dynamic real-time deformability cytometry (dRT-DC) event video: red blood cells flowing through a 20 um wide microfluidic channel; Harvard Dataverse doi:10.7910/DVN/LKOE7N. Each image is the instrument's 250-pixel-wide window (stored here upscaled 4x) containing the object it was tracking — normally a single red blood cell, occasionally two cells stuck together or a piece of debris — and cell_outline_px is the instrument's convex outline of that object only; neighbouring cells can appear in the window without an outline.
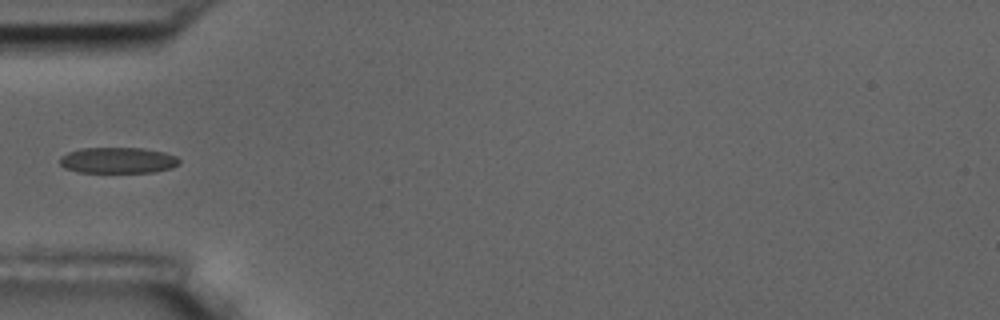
{"species": "common noctule bat (a hibernating species)", "species_latin": "Nyctalus noctula", "temperature_condition": "room temperature", "stored_images_in_passage": 4, "camera_frame_rate_fps": 3000, "um_per_image_px": 0.085, "animal": {"sex": "male", "body_mass_g": 17.5, "forearm_length_mm": 52.3}, "frame": {"image": 1, "passage_image": 4, "time_ms": 4.333, "image_size_px": [1000, 320], "cell_outline_px": [[180, 164], [172, 168], [156, 172], [80, 172], [64, 168], [60, 164], [60, 156], [68, 152], [80, 148], [144, 148], [164, 152], [176, 156], [180, 160]], "centroid_in_image_um": [10.04, 13.62], "position_along_channel_um": 75.0, "area_um2": 18.21}}